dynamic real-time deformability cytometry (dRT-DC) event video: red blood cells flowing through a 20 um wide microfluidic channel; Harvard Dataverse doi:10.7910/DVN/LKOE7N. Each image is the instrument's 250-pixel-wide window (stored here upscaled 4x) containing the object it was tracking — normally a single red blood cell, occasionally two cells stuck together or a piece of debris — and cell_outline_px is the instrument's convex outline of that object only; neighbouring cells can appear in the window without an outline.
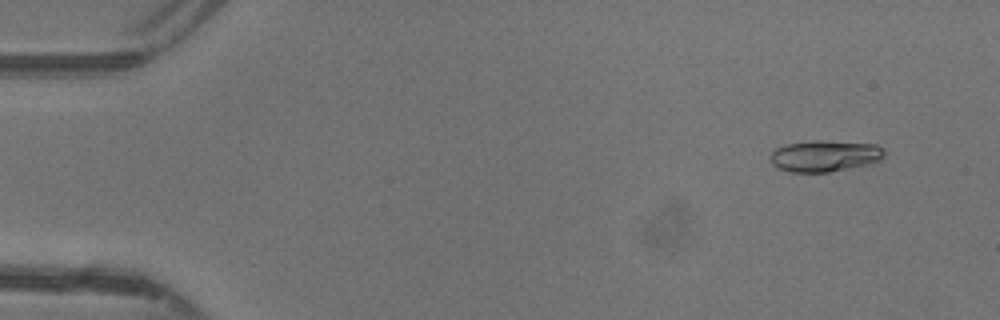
{"species": "common noctule bat (a hibernating species)", "species_latin": "Nyctalus noctula", "temperature_condition": "warm", "stored_images_in_passage": 41, "camera_frame_rate_fps": 3000, "um_per_image_px": 0.085, "animal": {"sex": "female"}, "frame": {"image": 1, "passage_image": 3, "time_ms": 0.667, "image_size_px": [1000, 320], "cell_outline_px": [[884, 156], [876, 164], [828, 172], [788, 172], [776, 168], [772, 164], [772, 152], [776, 148], [788, 144], [812, 140], [820, 140], [876, 144], [884, 148]], "centroid_in_image_um": [70.16, 13.26], "position_along_channel_um": 14.8, "area_um2": 21.15}}
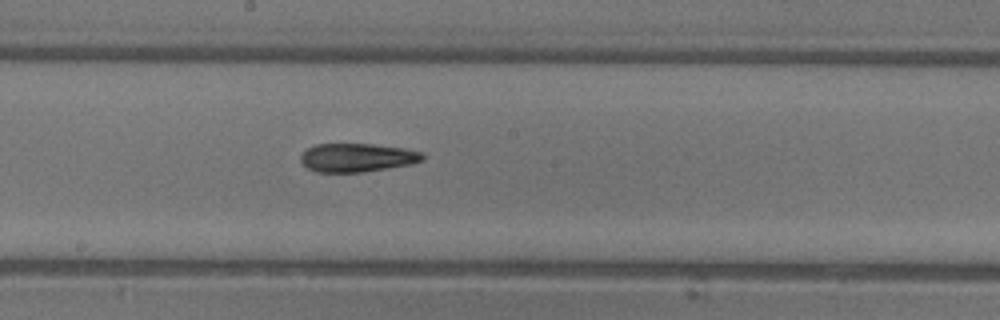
{"frame": {"image": 2, "passage_image": 25, "time_ms": 8.0, "image_size_px": [1000, 320], "cell_outline_px": [[424, 160], [412, 164], [364, 172], [316, 172], [308, 168], [300, 160], [300, 156], [308, 148], [316, 144], [372, 144], [404, 148], [424, 152]], "centroid_in_image_um": [30.39, 13.4], "position_along_channel_um": 217.8, "area_um2": 20.35}}
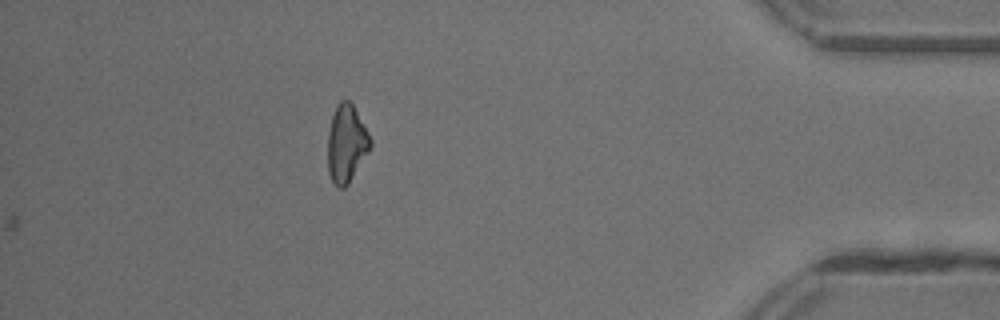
{"frame": {"image": 3, "passage_image": 41, "time_ms": 13.333, "image_size_px": [1000, 320], "cell_outline_px": [[372, 148], [348, 184], [344, 188], [336, 188], [328, 172], [328, 132], [332, 116], [336, 104], [340, 100], [348, 100], [352, 104], [368, 132], [372, 140]], "centroid_in_image_um": [29.45, 12.23], "position_along_channel_um": 405.7, "area_um2": 19.42}, "authors_computed_cell_mechanics": {"area_um2": 20.3456, "velocity_mm_per_s": 4.4229, "shape_relaxation_time_tau1_ms": 8.6148, "shape_relaxation_time_tau2_ms": 7.0953, "deformation_change_tau1": 0.2373, "deformation_change_tau2": 0.1833}}